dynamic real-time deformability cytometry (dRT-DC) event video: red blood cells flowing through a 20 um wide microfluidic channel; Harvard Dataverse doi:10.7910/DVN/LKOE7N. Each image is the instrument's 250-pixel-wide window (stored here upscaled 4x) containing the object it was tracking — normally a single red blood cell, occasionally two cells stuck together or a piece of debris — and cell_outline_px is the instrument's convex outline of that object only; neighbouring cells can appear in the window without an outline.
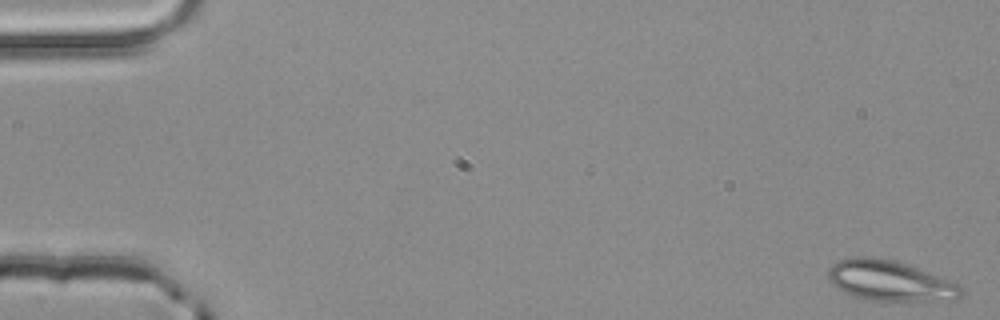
{"species": "common noctule bat (a hibernating species)", "species_latin": "Nyctalus noctula", "temperature_condition": "room temperature", "stored_images_in_passage": 5, "camera_frame_rate_fps": 3000, "um_per_image_px": 0.085, "animal": {"sex": "male", "body_mass_g": 20.4}, "frame": {"image": 1, "passage_image": 1, "time_ms": 0.0, "image_size_px": [1000, 320], "cell_outline_px": [[964, 292], [956, 300], [872, 300], [856, 296], [836, 288], [828, 280], [828, 268], [832, 264], [840, 260], [856, 256], [872, 256], [892, 260], [916, 268], [948, 280], [964, 288]], "centroid_in_image_um": [75.61, 23.86], "position_along_channel_um": 9.4, "area_um2": 30.75}}